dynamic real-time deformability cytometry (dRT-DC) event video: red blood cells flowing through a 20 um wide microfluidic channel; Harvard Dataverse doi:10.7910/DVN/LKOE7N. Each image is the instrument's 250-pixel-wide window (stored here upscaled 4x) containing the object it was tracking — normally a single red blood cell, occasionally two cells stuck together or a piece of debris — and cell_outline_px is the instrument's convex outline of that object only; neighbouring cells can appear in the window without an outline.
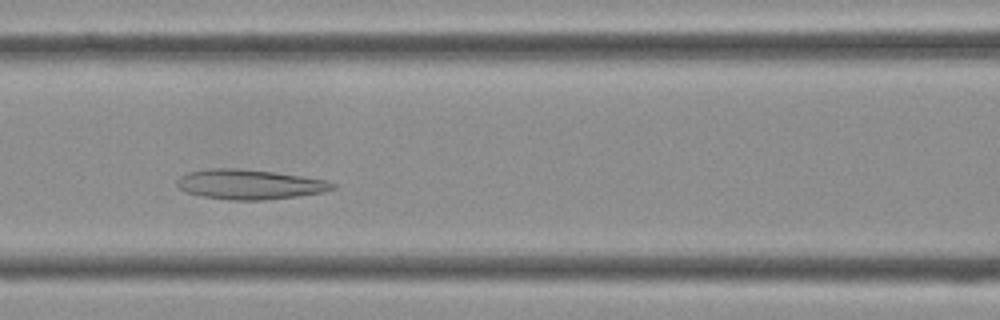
{"species": "Egyptian fruit bat (a non-hibernating species)", "species_latin": "Rousettus aegyptiacus", "temperature_condition": "cold", "stored_images_in_passage": 38, "camera_frame_rate_fps": 3000, "um_per_image_px": 0.085, "frame": {"image": 1, "passage_image": 14, "time_ms": 4.333, "image_size_px": [1000, 320], "cell_outline_px": [[336, 188], [324, 192], [296, 196], [264, 200], [228, 200], [200, 196], [184, 192], [176, 184], [176, 180], [180, 176], [188, 172], [208, 168], [240, 168], [272, 172], [328, 180], [336, 184]], "centroid_in_image_um": [21.18, 15.67], "position_along_channel_um": 145.4, "area_um2": 27.22}}
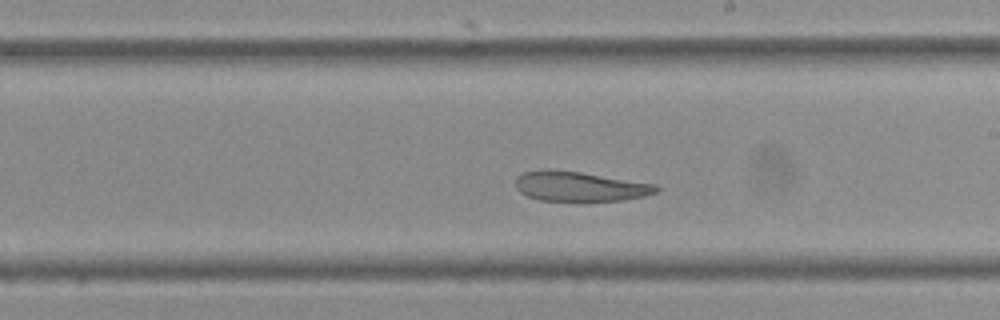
{"frame": {"image": 2, "passage_image": 20, "time_ms": 6.333, "image_size_px": [1000, 320], "cell_outline_px": [[660, 188], [656, 192], [644, 196], [624, 200], [540, 200], [528, 196], [520, 192], [516, 188], [516, 176], [524, 172], [580, 172], [656, 184]], "centroid_in_image_um": [49.34, 15.87], "position_along_channel_um": 239.7, "area_um2": 23.41}}
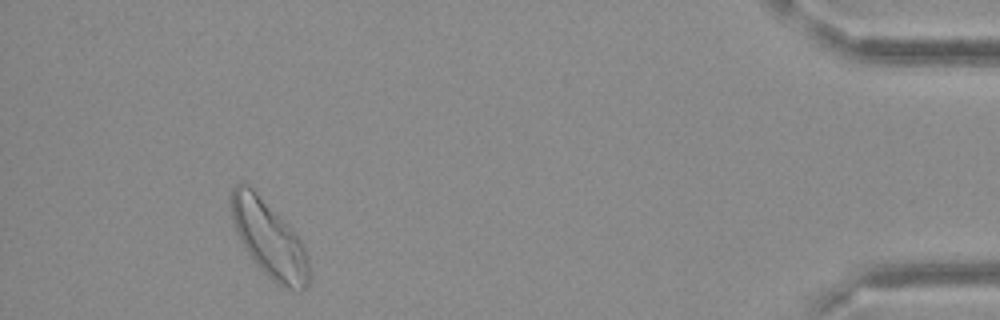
{"frame": {"image": 3, "passage_image": 35, "time_ms": 11.333, "image_size_px": [1000, 320], "cell_outline_px": [[308, 288], [300, 292], [292, 292], [276, 284], [252, 260], [236, 232], [232, 220], [228, 196], [232, 188], [236, 184], [248, 184], [288, 224], [300, 240], [308, 256]], "centroid_in_image_um": [22.85, 20.34], "position_along_channel_um": 412.3, "area_um2": 34.8}}